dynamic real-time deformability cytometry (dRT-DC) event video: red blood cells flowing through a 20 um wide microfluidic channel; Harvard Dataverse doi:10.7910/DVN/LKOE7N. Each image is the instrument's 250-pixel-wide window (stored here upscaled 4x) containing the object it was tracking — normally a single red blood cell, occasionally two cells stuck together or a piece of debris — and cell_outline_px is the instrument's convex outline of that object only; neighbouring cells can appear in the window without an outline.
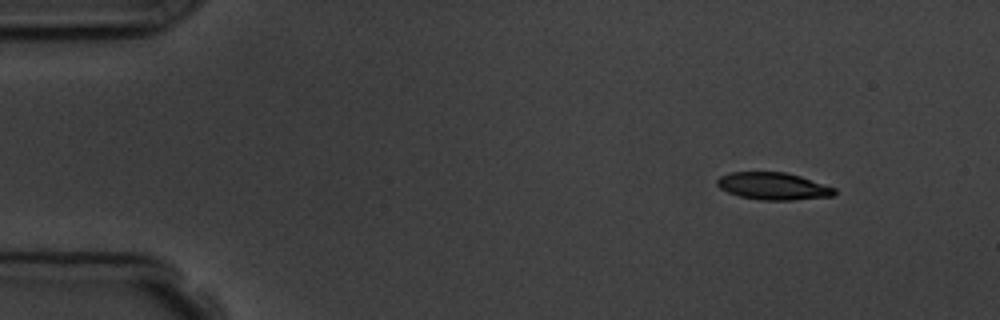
{"species": "common noctule bat (a hibernating species)", "species_latin": "Nyctalus noctula", "temperature_condition": "room temperature", "stored_images_in_passage": 4, "camera_frame_rate_fps": 3000, "um_per_image_px": 0.085, "animal": {"sex": "male", "body_mass_g": 19.5, "forearm_length_mm": 54.6}, "frame": {"image": 1, "passage_image": 1, "time_ms": 0.0, "image_size_px": [1000, 320], "cell_outline_px": [[836, 192], [832, 196], [792, 200], [760, 200], [740, 196], [728, 192], [720, 188], [716, 184], [716, 180], [720, 176], [728, 172], [784, 172], [800, 176], [836, 188]], "centroid_in_image_um": [65.7, 15.82], "position_along_channel_um": 19.3, "area_um2": 18.61}}
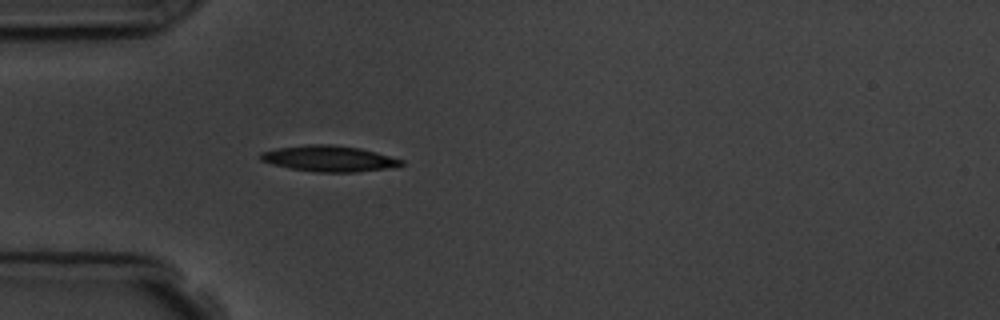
{"frame": {"image": 2, "passage_image": 4, "time_ms": 3.333, "image_size_px": [1000, 320], "cell_outline_px": [[404, 164], [396, 168], [352, 172], [316, 172], [288, 168], [272, 164], [260, 160], [260, 152], [276, 148], [308, 144], [332, 144], [360, 148], [376, 152], [404, 160]], "centroid_in_image_um": [27.99, 13.48], "position_along_channel_um": 57.0, "area_um2": 21.5}}